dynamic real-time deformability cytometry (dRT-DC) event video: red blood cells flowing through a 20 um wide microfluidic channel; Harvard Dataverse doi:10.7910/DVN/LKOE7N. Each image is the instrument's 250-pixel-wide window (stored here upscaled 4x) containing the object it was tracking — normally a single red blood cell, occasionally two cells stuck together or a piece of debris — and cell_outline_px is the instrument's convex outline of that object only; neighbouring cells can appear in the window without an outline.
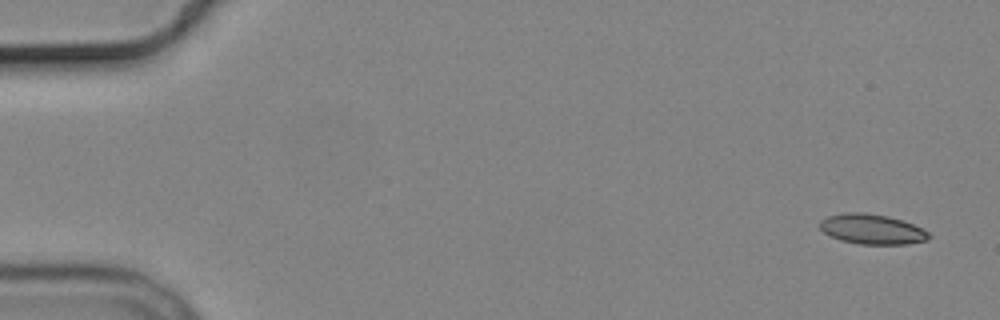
{"species": "common noctule bat (a hibernating species)", "species_latin": "Nyctalus noctula", "temperature_condition": "cold", "stored_images_in_passage": 5, "camera_frame_rate_fps": 3000, "um_per_image_px": 0.085, "animal": {"sex": "male", "body_mass_g": 19.2, "forearm_length_mm": 51.8}, "frame": {"image": 1, "passage_image": 1, "time_ms": 0.0, "image_size_px": [1000, 320], "cell_outline_px": [[932, 236], [928, 240], [908, 244], [860, 244], [840, 240], [824, 232], [820, 228], [820, 220], [828, 216], [844, 212], [864, 212], [888, 216], [912, 224], [928, 232]], "centroid_in_image_um": [74.12, 19.48], "position_along_channel_um": 10.9, "area_um2": 19.02}}
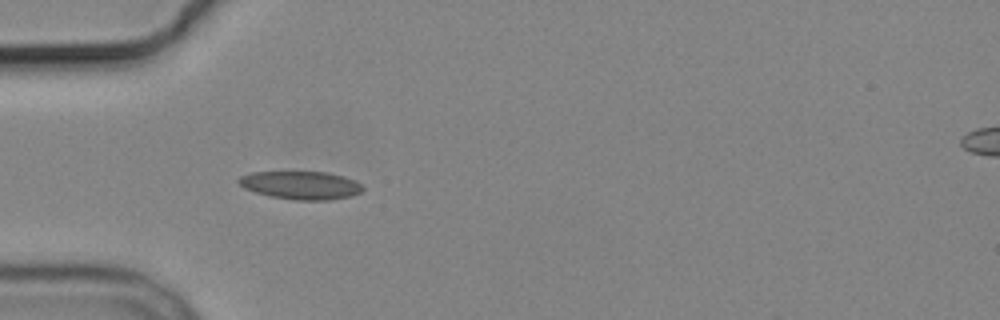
{"frame": {"image": 2, "passage_image": 5, "time_ms": 5.0, "image_size_px": [1000, 320], "cell_outline_px": [[364, 188], [360, 192], [352, 196], [328, 200], [296, 200], [268, 196], [244, 188], [236, 180], [240, 176], [252, 172], [328, 172], [344, 176], [356, 180]], "centroid_in_image_um": [25.58, 15.74], "position_along_channel_um": 59.4, "area_um2": 20.4}}